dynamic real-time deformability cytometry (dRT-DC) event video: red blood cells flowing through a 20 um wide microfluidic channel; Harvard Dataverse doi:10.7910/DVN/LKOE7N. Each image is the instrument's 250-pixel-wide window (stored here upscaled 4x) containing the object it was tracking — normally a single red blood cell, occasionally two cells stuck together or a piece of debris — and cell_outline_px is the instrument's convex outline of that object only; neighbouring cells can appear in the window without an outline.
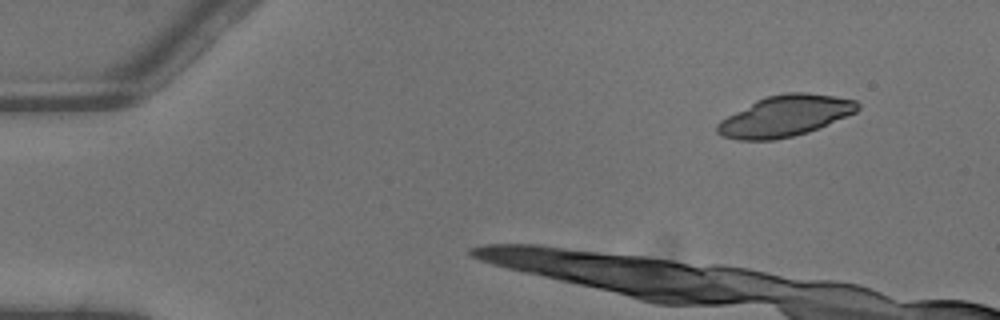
{"species": "common noctule bat (a hibernating species)", "species_latin": "Nyctalus noctula", "temperature_condition": "warm", "stored_images_in_passage": 4, "camera_frame_rate_fps": 3000, "um_per_image_px": 0.085, "animal": {"sex": "male", "body_mass_g": 13.3}, "frame": {"image": 1, "passage_image": 1, "time_ms": 0.0, "image_size_px": [1000, 320], "cell_outline_px": [[860, 108], [856, 112], [820, 128], [808, 132], [776, 140], [736, 140], [720, 136], [716, 132], [716, 124], [720, 120], [756, 100], [764, 96], [784, 92], [808, 92], [856, 100], [860, 104]], "centroid_in_image_um": [66.72, 9.86], "position_along_channel_um": 18.3, "area_um2": 33.81}}